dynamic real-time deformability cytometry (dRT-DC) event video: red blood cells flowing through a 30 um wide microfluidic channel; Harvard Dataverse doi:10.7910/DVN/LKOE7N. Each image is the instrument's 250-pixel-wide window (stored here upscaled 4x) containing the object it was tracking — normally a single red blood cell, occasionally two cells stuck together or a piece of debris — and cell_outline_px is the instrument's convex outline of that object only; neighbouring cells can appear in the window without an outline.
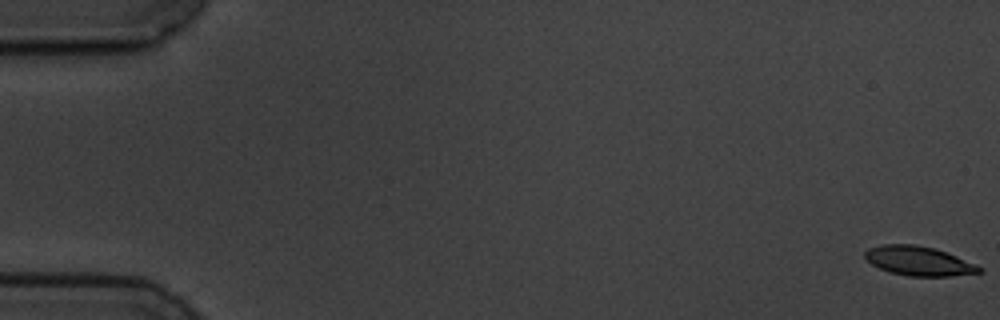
{"species": "common noctule bat (a hibernating species)", "species_latin": "Nyctalus noctula", "temperature_condition": "cold", "stored_images_in_passage": 5, "camera_frame_rate_fps": 3000, "um_per_image_px": 0.085, "animal": {"sex": "male", "body_mass_g": 19.5, "forearm_length_mm": 54.6}, "frame": {"image": 1, "passage_image": 1, "time_ms": 0.0, "image_size_px": [1000, 320], "cell_outline_px": [[984, 272], [948, 276], [908, 276], [888, 272], [872, 264], [864, 256], [864, 252], [868, 248], [880, 244], [916, 244], [936, 248], [956, 256], [984, 268]], "centroid_in_image_um": [78.08, 22.17], "position_along_channel_um": 6.9, "area_um2": 19.65}}